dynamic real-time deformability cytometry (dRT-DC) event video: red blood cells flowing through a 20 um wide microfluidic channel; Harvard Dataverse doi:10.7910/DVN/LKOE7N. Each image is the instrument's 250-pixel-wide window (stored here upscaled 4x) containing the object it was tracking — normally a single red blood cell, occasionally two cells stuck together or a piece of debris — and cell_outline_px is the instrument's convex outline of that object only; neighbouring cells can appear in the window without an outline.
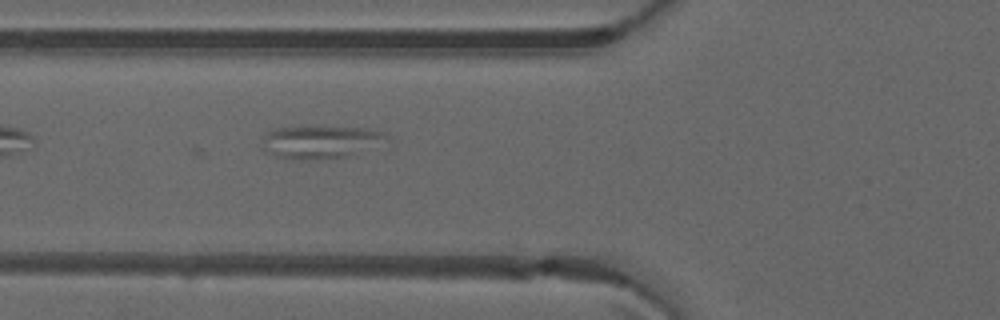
{"species": "common noctule bat (a hibernating species)", "species_latin": "Nyctalus noctula", "temperature_condition": "warm", "stored_images_in_passage": 8, "camera_frame_rate_fps": 3000, "um_per_image_px": 0.085, "animal": {"sex": "male", "forearm_length_mm": 52.5}, "frame": {"image": 1, "passage_image": 8, "time_ms": 2.333, "image_size_px": [1000, 320], "cell_outline_px": [[392, 140], [352, 156], [308, 160], [304, 160], [276, 156], [264, 152], [260, 148], [260, 144], [268, 132], [276, 128], [300, 124], [368, 128], [384, 132], [392, 136]], "centroid_in_image_um": [27.29, 12.02], "position_along_channel_um": 98.5, "area_um2": 25.26}}